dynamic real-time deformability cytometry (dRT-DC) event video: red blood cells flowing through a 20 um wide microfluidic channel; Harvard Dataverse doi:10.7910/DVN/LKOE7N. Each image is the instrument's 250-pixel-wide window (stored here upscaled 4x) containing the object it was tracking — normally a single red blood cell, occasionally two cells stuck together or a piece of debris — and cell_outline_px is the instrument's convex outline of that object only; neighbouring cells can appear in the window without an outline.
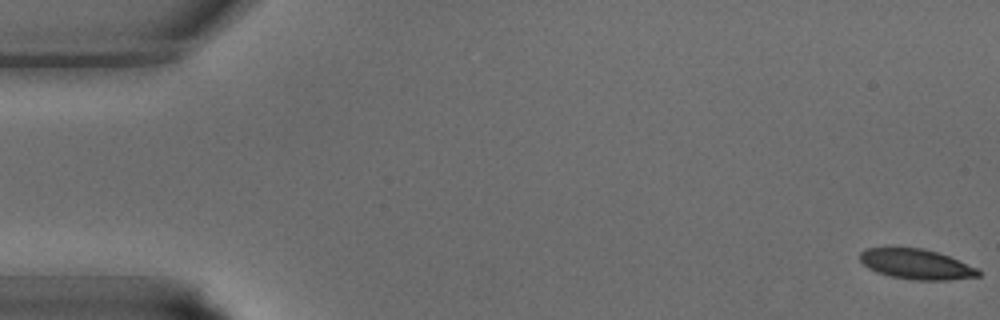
{"species": "common noctule bat (a hibernating species)", "species_latin": "Nyctalus noctula", "temperature_condition": "warm", "stored_images_in_passage": 40, "camera_frame_rate_fps": 3000, "um_per_image_px": 0.085, "animal": {"sex": "male", "body_mass_g": 15.6}, "frame": {"image": 1, "passage_image": 1, "time_ms": 0.0, "image_size_px": [1000, 320], "cell_outline_px": [[980, 276], [948, 280], [916, 280], [892, 276], [876, 272], [868, 268], [860, 260], [860, 252], [864, 248], [888, 244], [924, 248], [948, 256], [976, 268], [980, 272]], "centroid_in_image_um": [77.78, 22.39], "position_along_channel_um": 7.2, "area_um2": 21.39}}
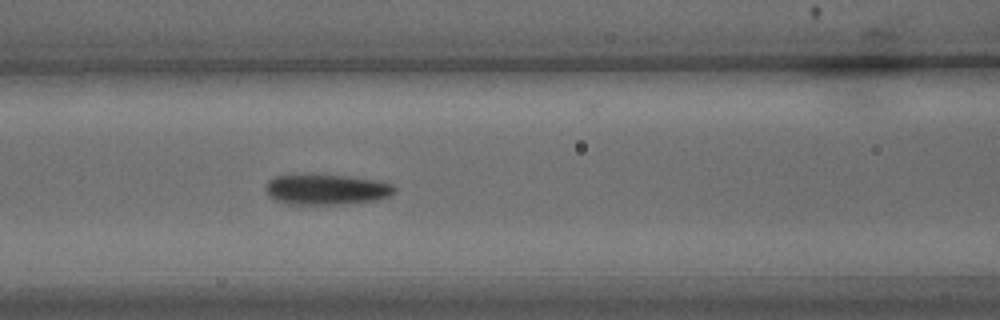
{"frame": {"image": 2, "passage_image": 17, "time_ms": 5.333, "image_size_px": [1000, 320], "cell_outline_px": [[396, 192], [388, 196], [376, 200], [336, 204], [292, 204], [276, 200], [268, 196], [264, 188], [268, 180], [276, 176], [312, 172], [352, 176], [380, 180], [392, 184], [396, 188]], "centroid_in_image_um": [27.73, 16.05], "position_along_channel_um": 138.9, "area_um2": 23.64}}
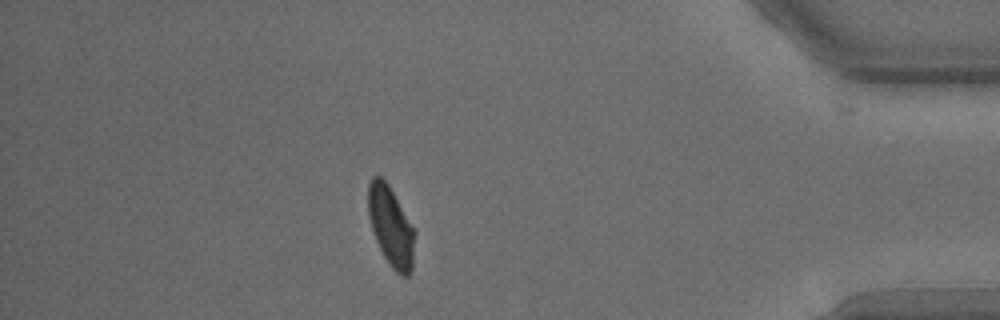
{"frame": {"image": 3, "passage_image": 35, "time_ms": 11.333, "image_size_px": [1000, 320], "cell_outline_px": [[416, 232], [412, 272], [408, 276], [400, 276], [388, 264], [376, 240], [368, 216], [368, 184], [372, 176], [380, 176], [388, 184]], "centroid_in_image_um": [33.24, 19.28], "position_along_channel_um": 402.0, "area_um2": 21.73}}